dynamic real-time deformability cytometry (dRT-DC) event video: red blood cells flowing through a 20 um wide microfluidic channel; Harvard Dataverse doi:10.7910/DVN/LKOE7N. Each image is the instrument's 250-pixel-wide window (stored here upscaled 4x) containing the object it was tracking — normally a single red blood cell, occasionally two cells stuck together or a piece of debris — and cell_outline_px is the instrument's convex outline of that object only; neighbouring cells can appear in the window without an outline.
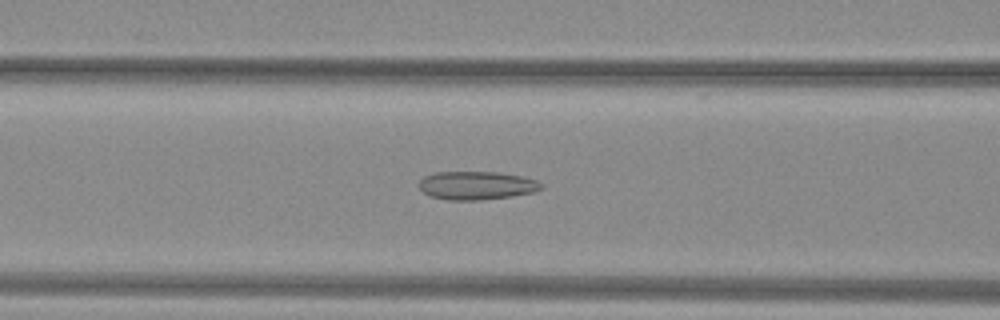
{"species": "common noctule bat (a hibernating species)", "species_latin": "Nyctalus noctula", "temperature_condition": "warm", "stored_images_in_passage": 44, "camera_frame_rate_fps": 3000, "um_per_image_px": 0.085, "animal": {"sex": "female", "body_mass_g": 29.2, "forearm_length_mm": 56.3}, "frame": {"image": 1, "passage_image": 15, "time_ms": 4.667, "image_size_px": [1000, 320], "cell_outline_px": [[544, 188], [536, 192], [512, 196], [480, 200], [448, 200], [428, 196], [420, 188], [420, 180], [424, 176], [432, 172], [500, 172], [524, 176], [536, 180], [544, 184]], "centroid_in_image_um": [40.55, 15.76], "position_along_channel_um": 126.0, "area_um2": 20.52}}
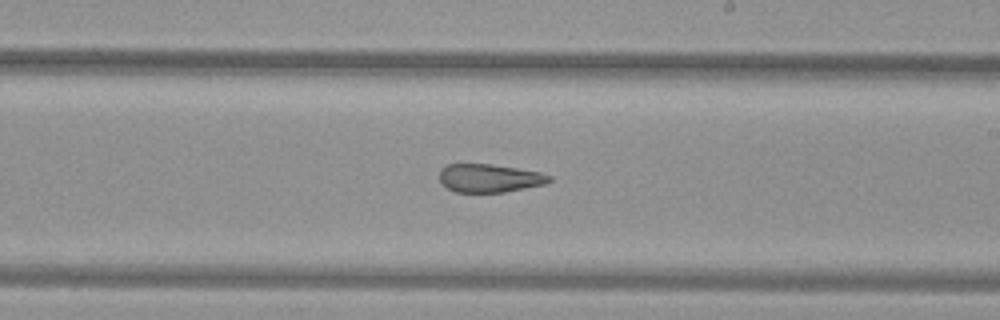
{"frame": {"image": 2, "passage_image": 24, "time_ms": 7.667, "image_size_px": [1000, 320], "cell_outline_px": [[552, 180], [544, 184], [504, 192], [456, 192], [440, 184], [440, 168], [448, 164], [492, 164], [540, 172], [552, 176]], "centroid_in_image_um": [41.58, 15.14], "position_along_channel_um": 247.4, "area_um2": 18.09}}
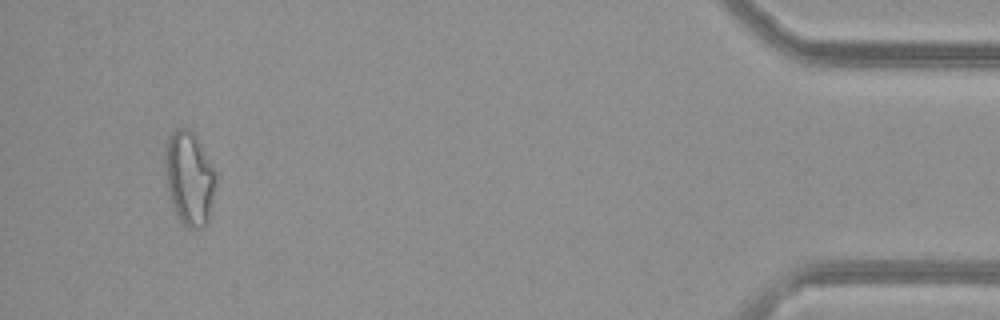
{"frame": {"image": 3, "passage_image": 42, "time_ms": 13.667, "image_size_px": [1000, 320], "cell_outline_px": [[216, 176], [212, 200], [208, 220], [204, 228], [188, 228], [176, 216], [168, 196], [164, 172], [164, 152], [168, 140], [172, 132], [176, 128], [188, 128], [196, 136], [216, 172]], "centroid_in_image_um": [16.05, 15.16], "position_along_channel_um": 419.1, "area_um2": 27.92}}